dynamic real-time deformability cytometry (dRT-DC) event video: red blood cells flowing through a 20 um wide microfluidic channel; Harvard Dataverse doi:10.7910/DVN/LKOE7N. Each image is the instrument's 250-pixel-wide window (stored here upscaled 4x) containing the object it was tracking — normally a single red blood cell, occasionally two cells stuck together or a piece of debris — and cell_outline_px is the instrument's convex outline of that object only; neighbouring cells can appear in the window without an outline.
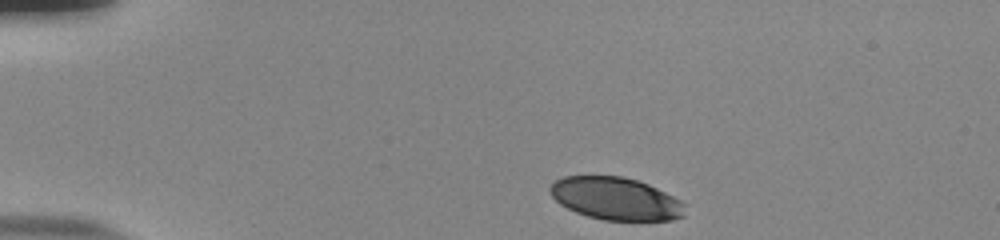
{"species": "human", "species_latin": "Homo sapiens", "temperature_condition": "room temperature", "stored_images_in_passage": 45, "camera_frame_rate_fps": 3000, "um_per_image_px": 0.085, "donor": {"sex": "male"}, "frame": {"image": 1, "passage_image": 1, "time_ms": 0.0, "image_size_px": [1000, 240], "cell_outline_px": [[684, 216], [672, 220], [604, 220], [588, 216], [576, 212], [560, 204], [548, 192], [548, 188], [556, 180], [564, 176], [624, 176], [648, 184], [680, 200], [684, 204]], "centroid_in_image_um": [52.31, 16.88], "position_along_channel_um": 32.7, "area_um2": 33.29}}
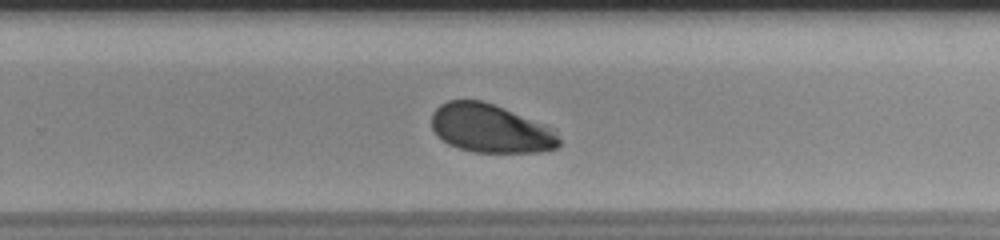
{"frame": {"image": 2, "passage_image": 27, "time_ms": 8.667, "image_size_px": [1000, 240], "cell_outline_px": [[560, 144], [556, 148], [540, 152], [472, 152], [448, 144], [436, 136], [432, 128], [432, 112], [440, 104], [448, 100], [480, 100], [504, 108], [544, 124], [552, 128], [560, 140]], "centroid_in_image_um": [41.66, 10.92], "position_along_channel_um": 288.1, "area_um2": 36.01}}
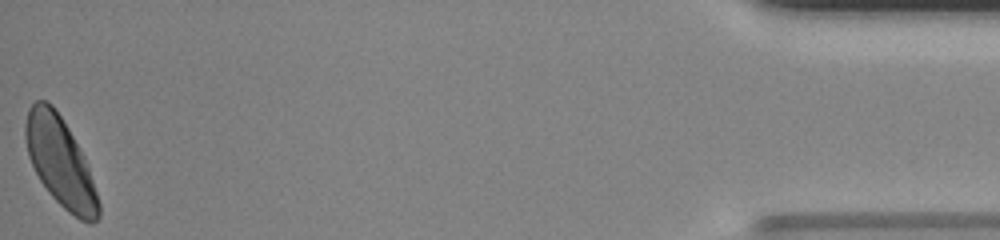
{"frame": {"image": 3, "passage_image": 45, "time_ms": 14.667, "image_size_px": [1000, 240], "cell_outline_px": [[100, 216], [92, 224], [88, 224], [80, 220], [68, 212], [48, 192], [40, 180], [28, 156], [24, 136], [24, 124], [28, 108], [36, 100], [44, 100], [52, 104], [68, 128], [84, 156], [100, 204]], "centroid_in_image_um": [5.11, 13.77], "position_along_channel_um": 430.1, "area_um2": 37.8}, "authors_computed_cell_mechanics": {"area_um2": 37.2232, "velocity_mm_per_s": 3.7691, "shape_relaxation_time_tau1_ms": 2.4898, "shape_relaxation_time_tau2_ms": null, "deformation_change_tau1": 0.1095, "deformation_change_tau2": null}}